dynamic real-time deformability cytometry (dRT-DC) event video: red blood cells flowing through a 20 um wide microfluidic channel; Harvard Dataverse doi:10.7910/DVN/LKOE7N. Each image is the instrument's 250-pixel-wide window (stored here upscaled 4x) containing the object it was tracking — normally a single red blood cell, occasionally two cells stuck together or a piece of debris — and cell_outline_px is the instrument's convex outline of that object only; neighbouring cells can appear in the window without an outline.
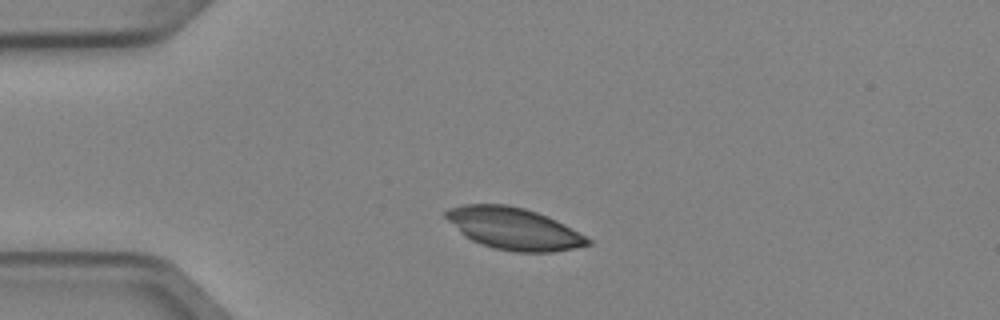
{"species": "Egyptian fruit bat (a non-hibernating species)", "species_latin": "Rousettus aegyptiacus", "temperature_condition": "cold", "stored_images_in_passage": 4, "camera_frame_rate_fps": 3000, "um_per_image_px": 0.085, "animal": {"sex": "female"}, "frame": {"image": 1, "passage_image": 1, "time_ms": 0.0, "image_size_px": [1000, 320], "cell_outline_px": [[592, 244], [552, 252], [516, 252], [492, 248], [480, 244], [464, 236], [444, 216], [444, 212], [448, 208], [464, 204], [508, 204], [524, 208], [548, 216], [564, 224], [592, 240]], "centroid_in_image_um": [43.65, 19.42], "position_along_channel_um": 41.4, "area_um2": 34.62}}
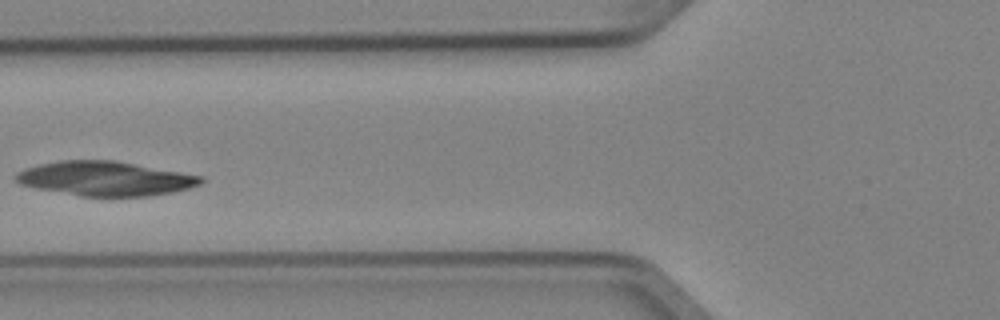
{"frame": {"image": 2, "passage_image": 3, "time_ms": 0.667, "image_size_px": [1000, 320], "cell_outline_px": [[204, 180], [200, 184], [188, 188], [172, 192], [148, 196], [84, 196], [36, 188], [20, 184], [12, 180], [12, 176], [16, 172], [24, 168], [40, 164], [60, 160], [112, 160], [204, 176]], "centroid_in_image_um": [8.89, 15.17], "position_along_channel_um": 116.9, "area_um2": 36.99}}